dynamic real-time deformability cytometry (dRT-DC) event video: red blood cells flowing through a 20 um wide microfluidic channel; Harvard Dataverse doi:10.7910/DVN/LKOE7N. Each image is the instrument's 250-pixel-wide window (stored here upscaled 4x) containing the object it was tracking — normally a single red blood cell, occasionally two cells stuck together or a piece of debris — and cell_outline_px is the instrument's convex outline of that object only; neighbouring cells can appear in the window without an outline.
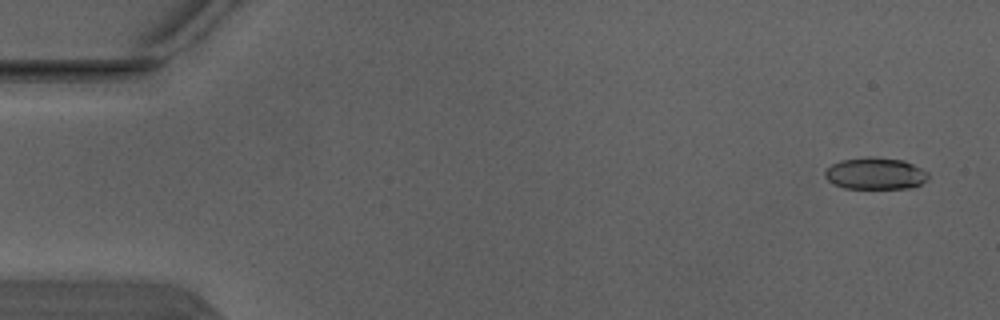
{"species": "Egyptian fruit bat (a non-hibernating species)", "species_latin": "Rousettus aegyptiacus", "temperature_condition": "warm", "stored_images_in_passage": 4, "camera_frame_rate_fps": 3000, "um_per_image_px": 0.085, "animal": {"sex": "male"}, "frame": {"image": 1, "passage_image": 1, "time_ms": 0.0, "image_size_px": [1000, 320], "cell_outline_px": [[928, 180], [912, 188], [844, 188], [832, 184], [824, 176], [824, 172], [832, 164], [840, 160], [868, 156], [904, 160], [928, 172]], "centroid_in_image_um": [74.39, 14.75], "position_along_channel_um": 10.6, "area_um2": 19.25}}